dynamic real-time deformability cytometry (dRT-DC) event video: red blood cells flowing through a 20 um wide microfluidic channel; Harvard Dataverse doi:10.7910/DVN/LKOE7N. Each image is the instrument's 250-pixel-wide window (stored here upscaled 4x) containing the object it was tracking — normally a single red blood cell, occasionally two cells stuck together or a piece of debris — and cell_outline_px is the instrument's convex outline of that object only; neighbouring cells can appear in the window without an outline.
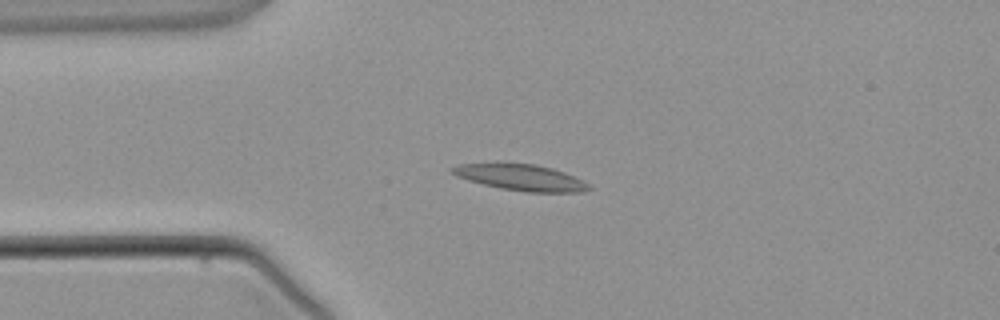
{"species": "common noctule bat (a hibernating species)", "species_latin": "Nyctalus noctula", "temperature_condition": "warm", "stored_images_in_passage": 2, "camera_frame_rate_fps": 3000, "um_per_image_px": 0.085, "animal": {"sex": "male", "body_mass_g": 21.5, "forearm_length_mm": 52.0}, "frame": {"image": 1, "passage_image": 2, "time_ms": 1.0, "image_size_px": [1000, 320], "cell_outline_px": [[592, 188], [584, 192], [524, 192], [500, 188], [468, 180], [456, 176], [448, 172], [448, 168], [456, 164], [532, 164], [552, 168], [564, 172], [584, 180]], "centroid_in_image_um": [44.26, 15.09], "position_along_channel_um": 40.7, "area_um2": 20.75}}